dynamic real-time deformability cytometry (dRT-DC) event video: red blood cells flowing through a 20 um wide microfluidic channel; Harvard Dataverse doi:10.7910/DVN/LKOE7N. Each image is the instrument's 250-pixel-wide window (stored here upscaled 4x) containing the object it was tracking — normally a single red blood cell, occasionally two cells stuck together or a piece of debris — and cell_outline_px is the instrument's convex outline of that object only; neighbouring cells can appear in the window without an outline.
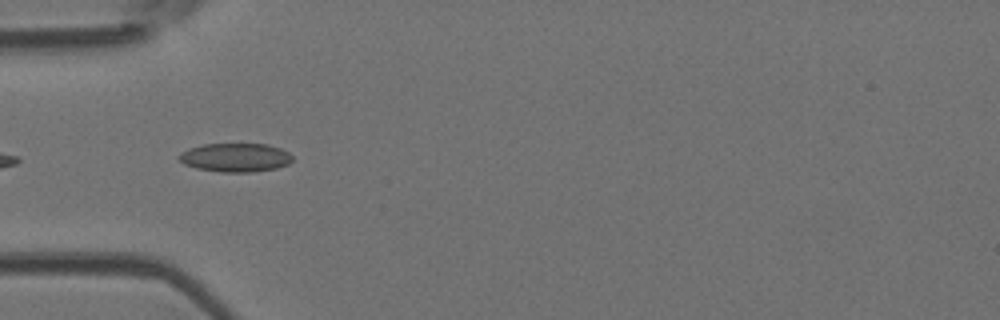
{"species": "Egyptian fruit bat (a non-hibernating species)", "species_latin": "Rousettus aegyptiacus", "temperature_condition": "room temperature", "stored_images_in_passage": 5, "camera_frame_rate_fps": 3000, "um_per_image_px": 0.085, "animal": {"sex": "female"}, "frame": {"image": 1, "passage_image": 4, "time_ms": 1.0, "image_size_px": [1000, 320], "cell_outline_px": [[292, 160], [288, 164], [276, 168], [252, 172], [224, 172], [196, 168], [184, 164], [176, 156], [180, 152], [188, 148], [204, 144], [268, 144], [280, 148], [288, 152], [292, 156]], "centroid_in_image_um": [19.99, 13.38], "position_along_channel_um": 65.0, "area_um2": 19.02}}
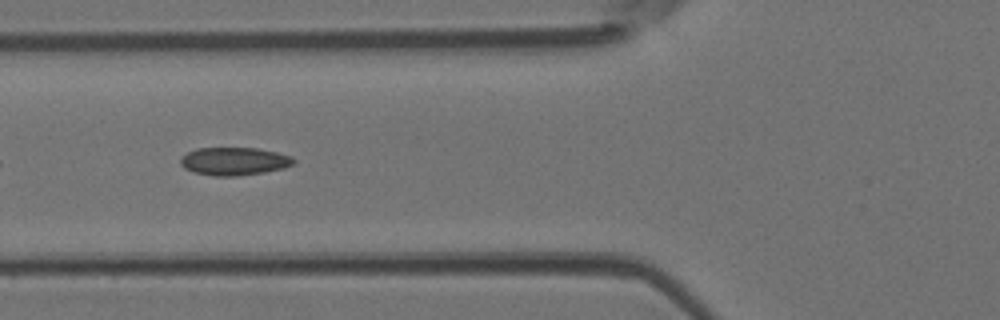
{"frame": {"image": 2, "passage_image": 5, "time_ms": 1.333, "image_size_px": [1000, 320], "cell_outline_px": [[296, 160], [292, 164], [284, 168], [264, 172], [236, 176], [212, 176], [196, 172], [184, 168], [180, 164], [180, 156], [196, 148], [256, 148], [276, 152], [292, 156]], "centroid_in_image_um": [19.89, 13.7], "position_along_channel_um": 105.9, "area_um2": 18.44}}